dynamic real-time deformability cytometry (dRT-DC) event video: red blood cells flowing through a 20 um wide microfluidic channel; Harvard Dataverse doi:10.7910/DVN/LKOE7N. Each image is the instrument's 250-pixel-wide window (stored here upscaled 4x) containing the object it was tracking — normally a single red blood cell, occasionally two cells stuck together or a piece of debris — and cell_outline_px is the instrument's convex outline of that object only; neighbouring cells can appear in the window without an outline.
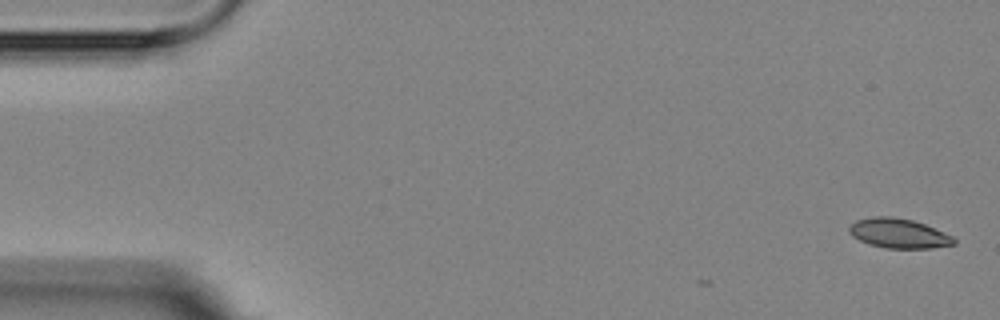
{"species": "Egyptian fruit bat (a non-hibernating species)", "species_latin": "Rousettus aegyptiacus", "temperature_condition": "room temperature", "stored_images_in_passage": 5, "camera_frame_rate_fps": 3000, "um_per_image_px": 0.085, "animal": {"sex": "female"}, "frame": {"image": 1, "passage_image": 1, "time_ms": 0.0, "image_size_px": [1000, 320], "cell_outline_px": [[956, 244], [932, 248], [884, 248], [868, 244], [852, 236], [848, 232], [848, 228], [856, 220], [872, 216], [888, 216], [912, 220], [924, 224], [944, 232], [952, 236], [956, 240]], "centroid_in_image_um": [76.37, 19.84], "position_along_channel_um": 8.6, "area_um2": 18.09}}
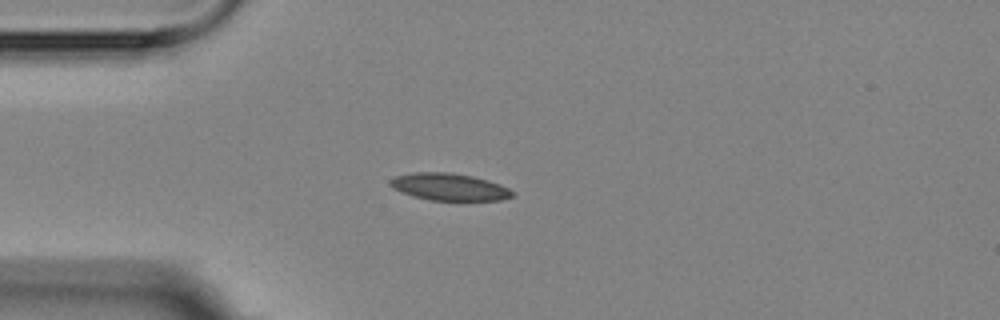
{"frame": {"image": 2, "passage_image": 5, "time_ms": 4.333, "image_size_px": [1000, 320], "cell_outline_px": [[516, 196], [500, 200], [428, 200], [412, 196], [400, 192], [392, 188], [388, 184], [388, 180], [396, 176], [412, 172], [452, 172], [472, 176], [488, 180], [500, 184], [508, 188]], "centroid_in_image_um": [38.14, 15.88], "position_along_channel_um": 46.9, "area_um2": 19.54}}